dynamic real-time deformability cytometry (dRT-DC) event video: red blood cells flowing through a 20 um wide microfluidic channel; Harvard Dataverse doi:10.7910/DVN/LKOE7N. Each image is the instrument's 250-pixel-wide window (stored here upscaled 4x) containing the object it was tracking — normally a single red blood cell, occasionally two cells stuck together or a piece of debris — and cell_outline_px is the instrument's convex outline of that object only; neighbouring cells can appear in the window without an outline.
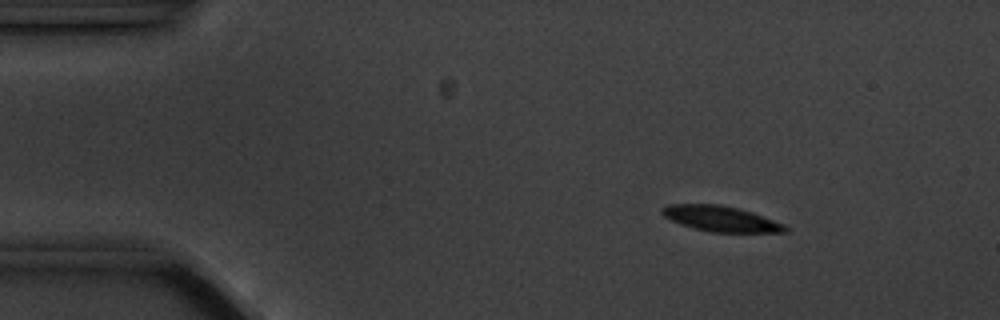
{"species": "common noctule bat (a hibernating species)", "species_latin": "Nyctalus noctula", "temperature_condition": "cold", "stored_images_in_passage": 56, "camera_frame_rate_fps": 3000, "um_per_image_px": 0.085, "animal": {"sex": "male", "body_mass_g": 20.1, "forearm_length_mm": 53.5}, "frame": {"image": 1, "passage_image": 7, "time_ms": 2.0, "image_size_px": [1000, 320], "cell_outline_px": [[788, 232], [712, 232], [680, 224], [664, 216], [660, 212], [660, 208], [668, 204], [720, 204], [740, 208], [752, 212], [784, 224], [788, 228]], "centroid_in_image_um": [61.26, 18.58], "position_along_channel_um": 23.7, "area_um2": 18.26}}
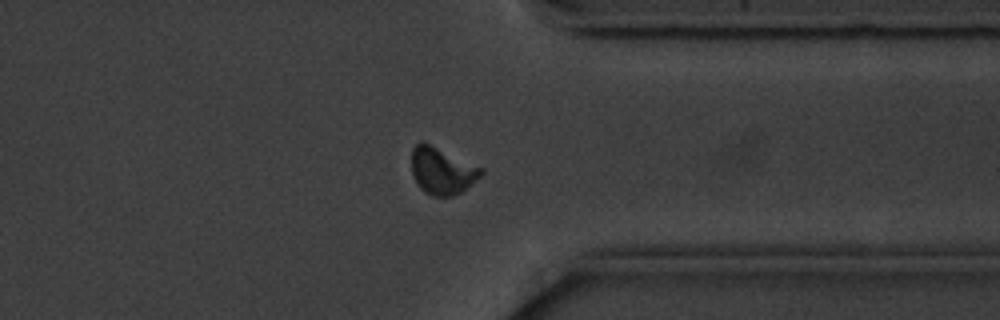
{"frame": {"image": 2, "passage_image": 43, "time_ms": 14.0, "image_size_px": [1000, 320], "cell_outline_px": [[484, 172], [480, 176], [460, 192], [452, 196], [432, 196], [424, 192], [416, 184], [412, 172], [412, 148], [420, 140], [484, 168]], "centroid_in_image_um": [37.55, 14.52], "position_along_channel_um": 373.9, "area_um2": 18.84}}
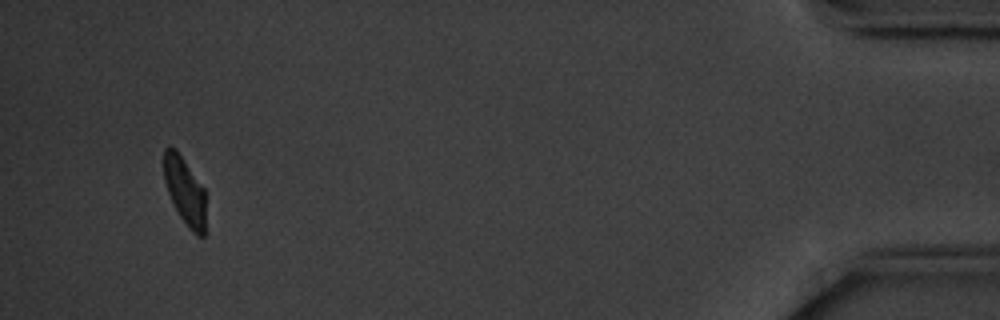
{"frame": {"image": 3, "passage_image": 53, "time_ms": 17.333, "image_size_px": [1000, 320], "cell_outline_px": [[204, 236], [196, 236], [188, 228], [180, 216], [168, 192], [164, 180], [164, 148], [168, 144], [176, 148], [204, 188]], "centroid_in_image_um": [15.69, 16.19], "position_along_channel_um": 419.5, "area_um2": 16.3}, "authors_computed_cell_mechanics": {"area_um2": 18.496, "velocity_mm_per_s": 3.5147, "shape_relaxation_time_tau1_ms": 2.3555, "shape_relaxation_time_tau2_ms": 8.6186, "deformation_change_tau1": 0.1129, "deformation_change_tau2": 0.1169}}